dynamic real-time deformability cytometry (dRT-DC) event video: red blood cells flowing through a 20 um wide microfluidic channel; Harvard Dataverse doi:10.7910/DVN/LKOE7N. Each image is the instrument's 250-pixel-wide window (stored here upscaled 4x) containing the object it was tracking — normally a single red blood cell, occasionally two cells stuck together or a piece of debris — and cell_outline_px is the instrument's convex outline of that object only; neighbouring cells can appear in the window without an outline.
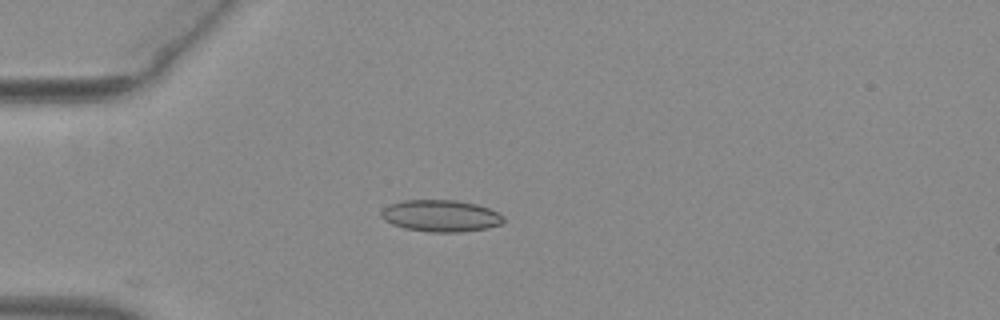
{"species": "common noctule bat (a hibernating species)", "species_latin": "Nyctalus noctula", "temperature_condition": "warm", "stored_images_in_passage": 36, "camera_frame_rate_fps": 3000, "um_per_image_px": 0.085, "animal": {"sex": "female", "body_mass_g": 29.2, "forearm_length_mm": 56.3}, "frame": {"image": 1, "passage_image": 1, "time_ms": 0.0, "image_size_px": [1000, 320], "cell_outline_px": [[504, 220], [500, 224], [488, 228], [464, 232], [428, 232], [404, 228], [392, 224], [384, 220], [380, 216], [380, 212], [388, 204], [404, 200], [456, 200], [476, 204], [488, 208], [504, 216]], "centroid_in_image_um": [37.44, 18.35], "position_along_channel_um": 47.6, "area_um2": 22.77}}
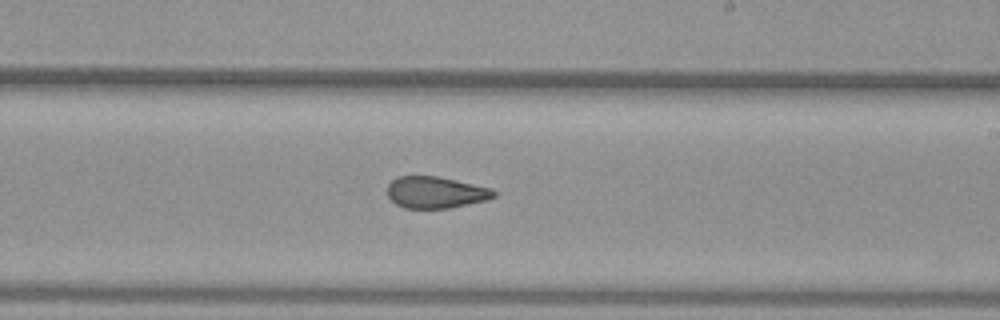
{"frame": {"image": 2, "passage_image": 18, "time_ms": 5.667, "image_size_px": [1000, 320], "cell_outline_px": [[496, 196], [488, 200], [448, 208], [404, 208], [396, 204], [388, 196], [388, 184], [396, 176], [436, 176], [492, 188], [496, 192]], "centroid_in_image_um": [37.03, 16.35], "position_along_channel_um": 252.0, "area_um2": 19.59}}
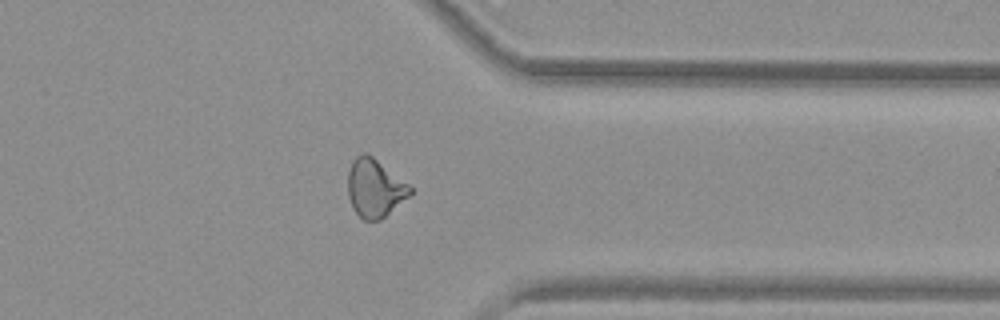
{"frame": {"image": 3, "passage_image": 28, "time_ms": 9.0, "image_size_px": [1000, 320], "cell_outline_px": [[412, 192], [408, 196], [380, 220], [364, 220], [352, 208], [348, 196], [348, 172], [352, 160], [360, 152], [368, 152], [408, 184], [412, 188]], "centroid_in_image_um": [31.82, 15.95], "position_along_channel_um": 379.6, "area_um2": 20.98}}